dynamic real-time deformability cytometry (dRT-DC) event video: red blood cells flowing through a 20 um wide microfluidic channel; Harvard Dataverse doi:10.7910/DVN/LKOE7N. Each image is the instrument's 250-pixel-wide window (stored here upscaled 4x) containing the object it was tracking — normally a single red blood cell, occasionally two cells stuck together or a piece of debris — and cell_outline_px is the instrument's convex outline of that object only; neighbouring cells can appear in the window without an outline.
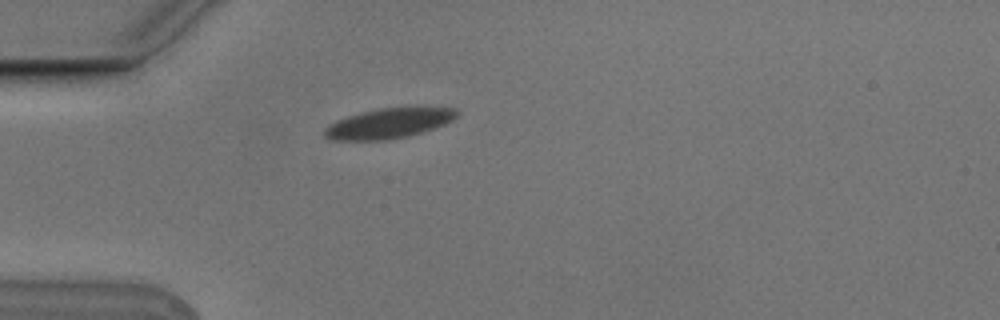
{"species": "Egyptian fruit bat (a non-hibernating species)", "species_latin": "Rousettus aegyptiacus", "temperature_condition": "cold", "stored_images_in_passage": 1, "camera_frame_rate_fps": 3000, "um_per_image_px": 0.085, "animal": {"sex": "male"}, "frame": {"image": 1, "passage_image": 1, "time_ms": 0.0, "image_size_px": [1000, 320], "cell_outline_px": [[456, 116], [452, 120], [444, 124], [408, 136], [388, 140], [332, 140], [324, 136], [324, 128], [328, 124], [336, 120], [360, 112], [376, 108], [408, 104], [456, 108]], "centroid_in_image_um": [33.06, 10.42], "position_along_channel_um": 51.9, "area_um2": 24.04}}